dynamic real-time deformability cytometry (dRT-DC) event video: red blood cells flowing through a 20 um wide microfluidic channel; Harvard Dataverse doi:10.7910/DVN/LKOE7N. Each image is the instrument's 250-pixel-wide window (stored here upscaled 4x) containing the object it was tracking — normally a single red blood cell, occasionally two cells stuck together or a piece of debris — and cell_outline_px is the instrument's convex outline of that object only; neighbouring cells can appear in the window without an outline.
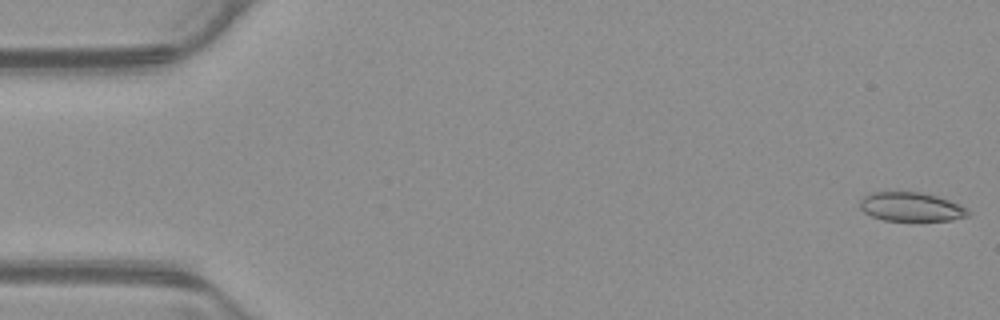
{"species": "common noctule bat (a hibernating species)", "species_latin": "Nyctalus noctula", "temperature_condition": "warm", "stored_images_in_passage": 53, "camera_frame_rate_fps": 3000, "um_per_image_px": 0.085, "animal": {"sex": "male", "body_mass_g": 23.1, "forearm_length_mm": 52.7}, "frame": {"image": 1, "passage_image": 1, "time_ms": 0.0, "image_size_px": [1000, 320], "cell_outline_px": [[972, 212], [968, 216], [952, 220], [884, 220], [872, 216], [864, 212], [860, 208], [860, 200], [864, 196], [872, 192], [920, 192], [936, 196], [948, 200], [968, 208]], "centroid_in_image_um": [77.46, 17.58], "position_along_channel_um": 7.5, "area_um2": 18.15}}
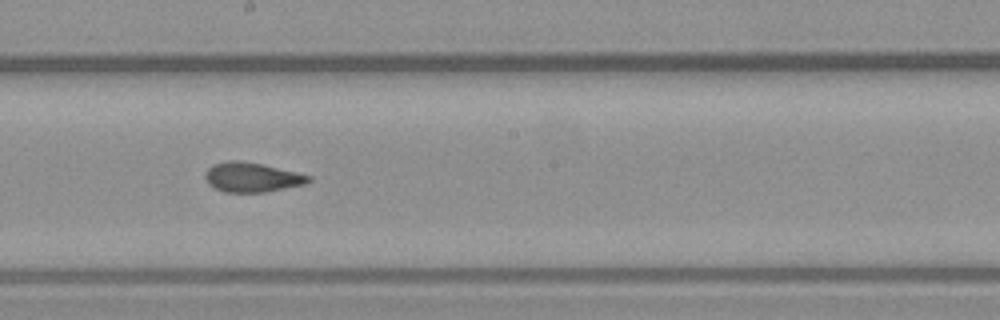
{"frame": {"image": 2, "passage_image": 29, "time_ms": 9.333, "image_size_px": [1000, 320], "cell_outline_px": [[312, 180], [304, 184], [264, 192], [224, 192], [208, 184], [204, 176], [204, 172], [212, 164], [228, 160], [240, 160], [264, 164], [312, 176]], "centroid_in_image_um": [21.38, 15.05], "position_along_channel_um": 226.8, "area_um2": 17.92}}
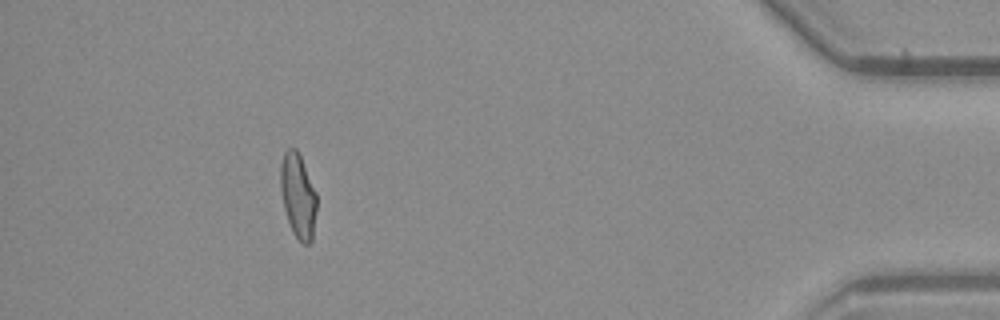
{"frame": {"image": 3, "passage_image": 48, "time_ms": 15.667, "image_size_px": [1000, 320], "cell_outline_px": [[316, 208], [312, 240], [308, 244], [304, 244], [292, 232], [284, 208], [280, 188], [280, 164], [284, 152], [288, 148], [296, 148], [300, 152], [316, 192]], "centroid_in_image_um": [25.32, 16.58], "position_along_channel_um": 409.9, "area_um2": 17.92}, "authors_computed_cell_mechanics": {"area_um2": 18.2648, "velocity_mm_per_s": 3.8844, "shape_relaxation_time_tau1_ms": null, "shape_relaxation_time_tau2_ms": 1.5018, "deformation_change_tau1": null, "deformation_change_tau2": 0.0901}}